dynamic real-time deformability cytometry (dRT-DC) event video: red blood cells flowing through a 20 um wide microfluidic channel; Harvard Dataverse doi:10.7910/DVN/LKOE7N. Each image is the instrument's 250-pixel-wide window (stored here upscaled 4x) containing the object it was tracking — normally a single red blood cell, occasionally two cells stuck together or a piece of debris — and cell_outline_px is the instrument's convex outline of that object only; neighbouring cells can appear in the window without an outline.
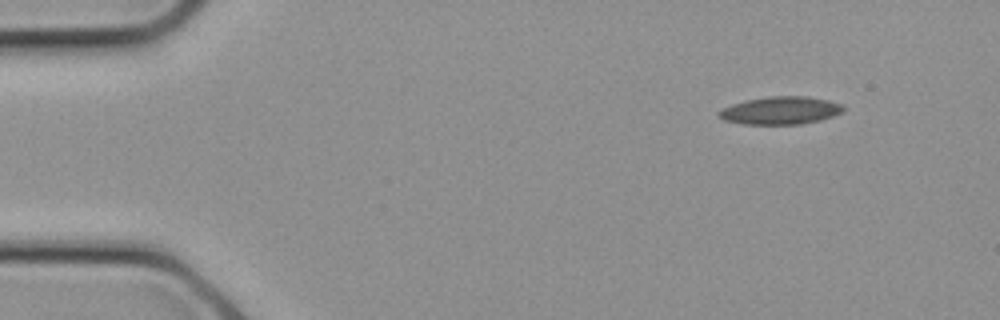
{"species": "common noctule bat (a hibernating species)", "species_latin": "Nyctalus noctula", "temperature_condition": "cold", "stored_images_in_passage": 5, "camera_frame_rate_fps": 3000, "um_per_image_px": 0.085, "animal": {"sex": "female", "body_mass_g": 21.9}, "frame": {"image": 1, "passage_image": 1, "time_ms": 0.0, "image_size_px": [1000, 320], "cell_outline_px": [[844, 112], [820, 120], [800, 124], [744, 124], [724, 120], [716, 116], [716, 112], [732, 104], [744, 100], [768, 96], [808, 96], [828, 100], [840, 104], [844, 108]], "centroid_in_image_um": [66.31, 9.38], "position_along_channel_um": 18.7, "area_um2": 20.23}}